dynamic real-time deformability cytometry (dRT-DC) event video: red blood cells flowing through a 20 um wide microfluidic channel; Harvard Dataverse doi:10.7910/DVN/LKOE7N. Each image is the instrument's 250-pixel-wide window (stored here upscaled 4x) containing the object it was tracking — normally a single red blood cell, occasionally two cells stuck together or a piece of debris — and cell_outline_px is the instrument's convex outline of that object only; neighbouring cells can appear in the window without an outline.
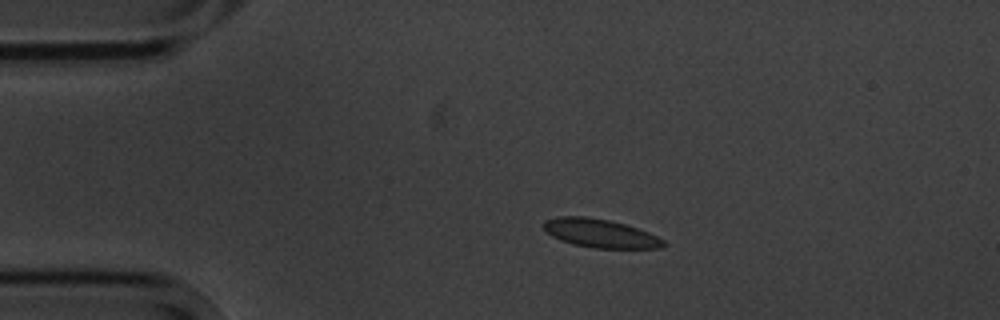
{"species": "common noctule bat (a hibernating species)", "species_latin": "Nyctalus noctula", "temperature_condition": "cold", "stored_images_in_passage": 14, "camera_frame_rate_fps": 3000, "um_per_image_px": 0.085, "animal": {"sex": "male", "body_mass_g": 20.1, "forearm_length_mm": 53.5}, "frame": {"image": 1, "passage_image": 2, "time_ms": 2.0, "image_size_px": [1000, 320], "cell_outline_px": [[668, 244], [660, 248], [596, 248], [572, 244], [560, 240], [552, 236], [544, 228], [544, 220], [556, 216], [584, 216], [608, 220], [624, 224], [648, 232], [664, 240]], "centroid_in_image_um": [51.01, 19.83], "position_along_channel_um": 34.0, "area_um2": 19.83}}
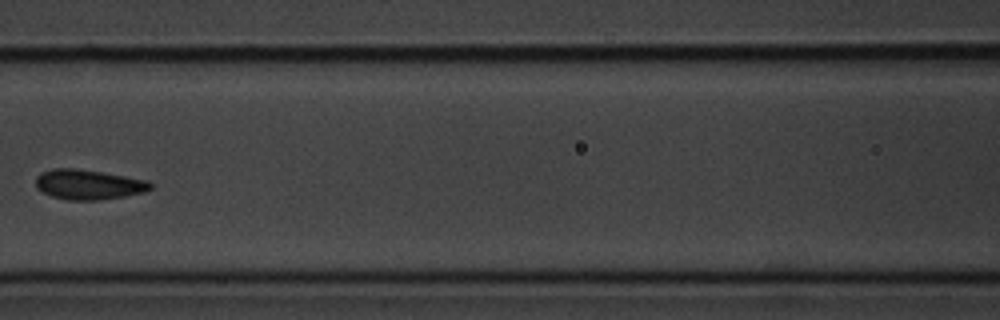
{"frame": {"image": 2, "passage_image": 6, "time_ms": 6.667, "image_size_px": [1000, 320], "cell_outline_px": [[152, 188], [144, 192], [124, 196], [100, 200], [68, 200], [52, 196], [36, 188], [36, 176], [40, 172], [52, 168], [76, 168], [148, 180], [152, 184]], "centroid_in_image_um": [7.49, 15.68], "position_along_channel_um": 159.1, "area_um2": 20.0}}
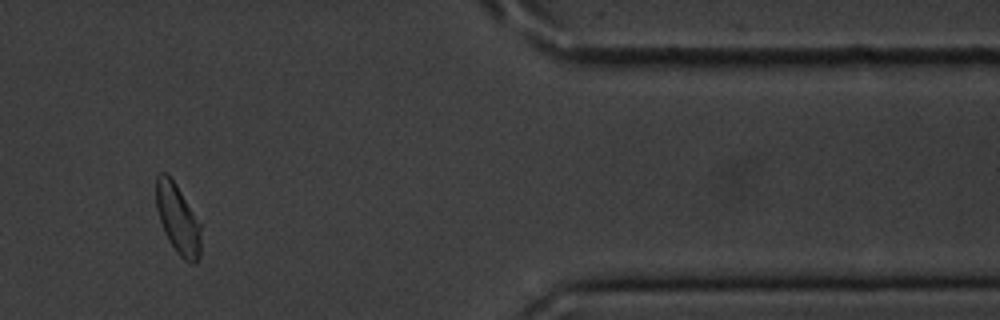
{"frame": {"image": 3, "passage_image": 12, "time_ms": 14.333, "image_size_px": [1000, 320], "cell_outline_px": [[200, 256], [196, 264], [192, 264], [184, 260], [176, 252], [168, 240], [164, 232], [156, 208], [156, 176], [160, 172], [164, 172], [176, 184], [200, 224]], "centroid_in_image_um": [15.1, 18.65], "position_along_channel_um": 396.3, "area_um2": 18.03}, "authors_computed_cell_mechanics": {"area_um2": 19.3341, "velocity_mm_per_s": 3.5189, "shape_relaxation_time_tau1_ms": 2.192, "shape_relaxation_time_tau2_ms": 0.8951, "deformation_change_tau1": 0.0942, "deformation_change_tau2": 0.0738}}